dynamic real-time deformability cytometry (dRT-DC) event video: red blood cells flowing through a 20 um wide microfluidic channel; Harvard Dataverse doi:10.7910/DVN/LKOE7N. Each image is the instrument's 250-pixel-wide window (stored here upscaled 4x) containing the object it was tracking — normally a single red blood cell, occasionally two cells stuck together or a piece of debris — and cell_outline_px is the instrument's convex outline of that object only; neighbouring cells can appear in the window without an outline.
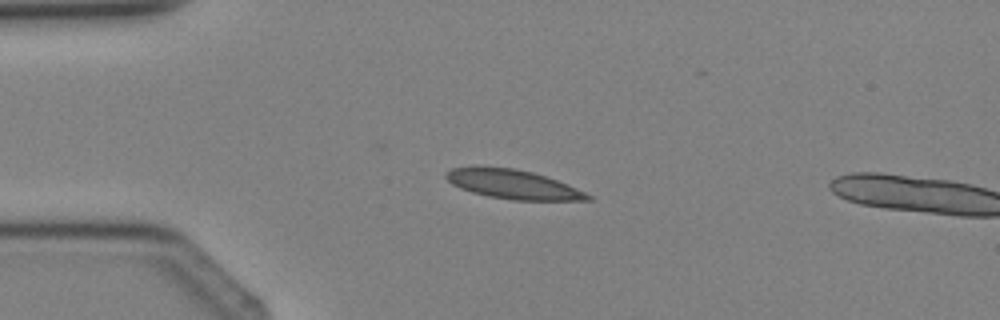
{"species": "Egyptian fruit bat (a non-hibernating species)", "species_latin": "Rousettus aegyptiacus", "temperature_condition": "cold", "stored_images_in_passage": 4, "camera_frame_rate_fps": 3000, "um_per_image_px": 0.085, "animal": {"sex": "female"}, "frame": {"image": 1, "passage_image": 3, "time_ms": 2.667, "image_size_px": [1000, 320], "cell_outline_px": [[592, 200], [512, 200], [488, 196], [472, 192], [460, 188], [452, 184], [444, 176], [452, 168], [472, 164], [476, 164], [516, 168], [532, 172], [568, 184], [592, 196]], "centroid_in_image_um": [43.53, 15.63], "position_along_channel_um": 41.5, "area_um2": 24.45}}